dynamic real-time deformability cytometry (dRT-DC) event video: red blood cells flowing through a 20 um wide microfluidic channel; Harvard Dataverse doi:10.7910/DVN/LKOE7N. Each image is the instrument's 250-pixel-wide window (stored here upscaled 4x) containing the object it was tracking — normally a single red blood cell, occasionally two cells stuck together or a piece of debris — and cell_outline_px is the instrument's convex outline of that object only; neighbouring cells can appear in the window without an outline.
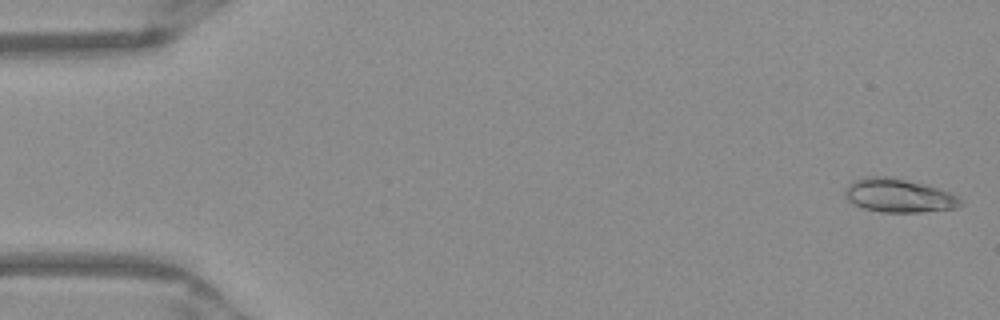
{"species": "Egyptian fruit bat (a non-hibernating species)", "species_latin": "Rousettus aegyptiacus", "temperature_condition": "warm", "stored_images_in_passage": 51, "camera_frame_rate_fps": 3000, "um_per_image_px": 0.085, "frame": {"image": 1, "passage_image": 1, "time_ms": 0.0, "image_size_px": [1000, 320], "cell_outline_px": [[964, 204], [956, 208], [920, 212], [880, 212], [864, 208], [848, 200], [844, 192], [844, 188], [852, 180], [864, 176], [884, 176], [924, 184], [948, 192], [964, 200]], "centroid_in_image_um": [76.37, 16.62], "position_along_channel_um": 8.6, "area_um2": 22.54}}
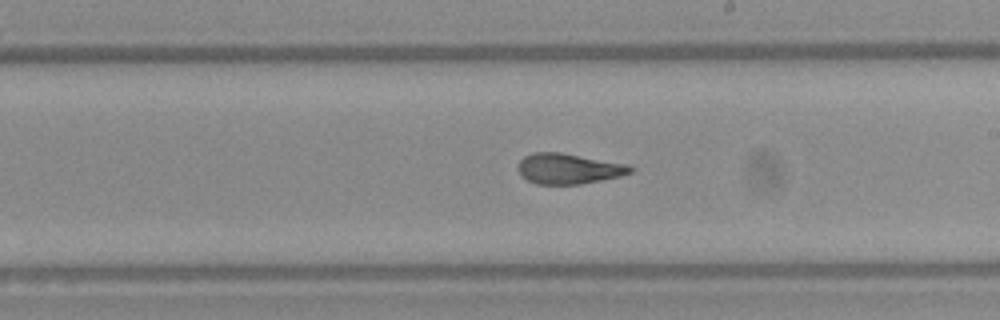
{"frame": {"image": 2, "passage_image": 29, "time_ms": 9.333, "image_size_px": [1000, 320], "cell_outline_px": [[636, 168], [632, 172], [620, 176], [580, 184], [536, 184], [520, 176], [520, 160], [524, 156], [532, 152], [560, 152], [628, 164]], "centroid_in_image_um": [48.35, 14.33], "position_along_channel_um": 240.6, "area_um2": 19.88}}
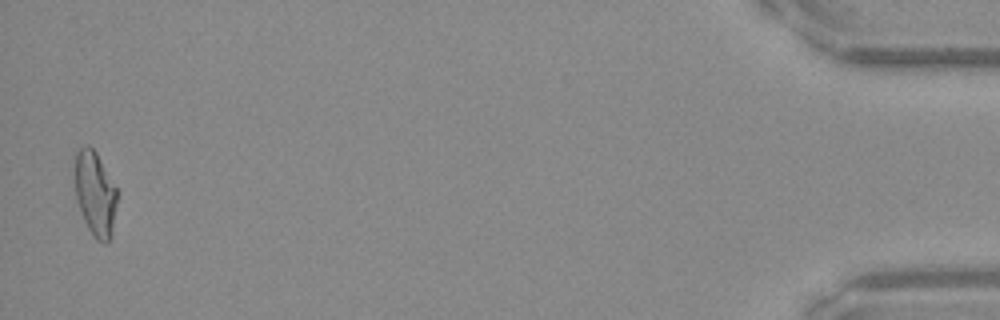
{"frame": {"image": 3, "passage_image": 50, "time_ms": 16.333, "image_size_px": [1000, 320], "cell_outline_px": [[120, 196], [112, 236], [108, 244], [104, 244], [96, 240], [88, 228], [84, 220], [76, 200], [76, 152], [84, 144], [88, 144], [96, 152], [120, 192]], "centroid_in_image_um": [8.16, 16.52], "position_along_channel_um": 427.0, "area_um2": 21.5}, "authors_computed_cell_mechanics": {"area_um2": 20.7502, "velocity_mm_per_s": 3.9689, "shape_relaxation_time_tau1_ms": null, "shape_relaxation_time_tau2_ms": 1.5285, "deformation_change_tau1": null, "deformation_change_tau2": 0.0919}}